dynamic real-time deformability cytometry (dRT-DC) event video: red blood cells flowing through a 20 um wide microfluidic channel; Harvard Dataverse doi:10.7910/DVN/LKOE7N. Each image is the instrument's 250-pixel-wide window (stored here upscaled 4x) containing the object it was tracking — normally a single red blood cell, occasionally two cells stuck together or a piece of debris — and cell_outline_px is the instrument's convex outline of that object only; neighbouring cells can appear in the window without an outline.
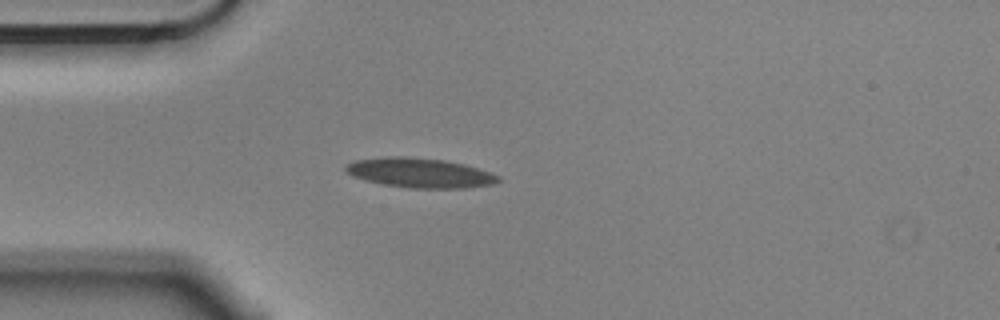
{"species": "Egyptian fruit bat (a non-hibernating species)", "species_latin": "Rousettus aegyptiacus", "temperature_condition": "cold", "stored_images_in_passage": 5, "camera_frame_rate_fps": 3000, "um_per_image_px": 0.085, "animal": {"sex": "male"}, "frame": {"image": 1, "passage_image": 4, "time_ms": 1.0, "image_size_px": [1000, 320], "cell_outline_px": [[500, 180], [492, 184], [464, 188], [408, 188], [384, 184], [364, 180], [352, 176], [344, 172], [344, 164], [356, 160], [384, 156], [408, 156], [444, 160], [464, 164], [500, 176]], "centroid_in_image_um": [35.6, 14.68], "position_along_channel_um": 49.4, "area_um2": 26.47}}